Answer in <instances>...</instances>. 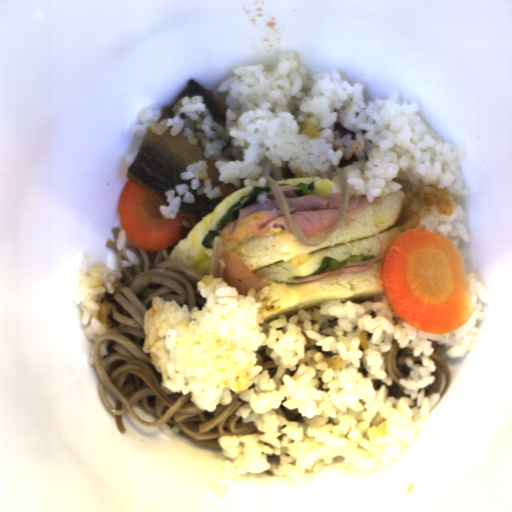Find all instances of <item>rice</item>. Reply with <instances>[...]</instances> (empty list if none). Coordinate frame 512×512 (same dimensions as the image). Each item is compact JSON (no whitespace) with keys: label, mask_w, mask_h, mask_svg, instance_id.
Wrapping results in <instances>:
<instances>
[{"label":"rice","mask_w":512,"mask_h":512,"mask_svg":"<svg viewBox=\"0 0 512 512\" xmlns=\"http://www.w3.org/2000/svg\"><path fill=\"white\" fill-rule=\"evenodd\" d=\"M467 283L473 316L446 334H430L402 321L384 294L382 301L300 307L262 327L259 310L267 305L254 287L239 295L222 276L203 275L196 282L201 310L153 296L143 312L142 351L161 373L166 395L191 393L195 407L212 414L231 405L232 392L245 401L233 414L264 434L220 435L223 459L213 462L222 474L298 478L343 457L348 473L361 478L410 453L438 403L439 392L425 397L436 380L432 341L452 359L476 347L475 325L486 321L483 304L491 305V297L472 271ZM393 338L421 358V366L406 358L411 370L400 378L411 398L374 388V379L392 385L381 354L391 351ZM263 349L278 367L270 377L258 364Z\"/></svg>","instance_id":"652b925c"},{"label":"rice","mask_w":512,"mask_h":512,"mask_svg":"<svg viewBox=\"0 0 512 512\" xmlns=\"http://www.w3.org/2000/svg\"><path fill=\"white\" fill-rule=\"evenodd\" d=\"M127 232L126 230H121L117 234L116 239V250L123 253V256L126 260H120L119 264L123 268H130L134 266H140V260L134 252L127 249Z\"/></svg>","instance_id":"b023fe2a"},{"label":"rice","mask_w":512,"mask_h":512,"mask_svg":"<svg viewBox=\"0 0 512 512\" xmlns=\"http://www.w3.org/2000/svg\"><path fill=\"white\" fill-rule=\"evenodd\" d=\"M181 181H189L175 186L174 190H166L164 192L168 206L159 205L158 211L161 217L166 220H175L180 212L181 197L183 203H197L196 198L190 190L196 192L198 197L206 196L208 200H215L224 195L221 186L213 188V180L209 178V162L198 160L185 167V171L178 173Z\"/></svg>","instance_id":"acb35da6"},{"label":"rice","mask_w":512,"mask_h":512,"mask_svg":"<svg viewBox=\"0 0 512 512\" xmlns=\"http://www.w3.org/2000/svg\"><path fill=\"white\" fill-rule=\"evenodd\" d=\"M120 271H114L104 263L90 266L89 255L84 251L78 272V285L72 295L74 304L81 311L83 332L91 340L85 360L94 366L95 347L98 338L108 332L117 331L110 326L108 304H101L105 295H115V291L123 287Z\"/></svg>","instance_id":"8eca5e8b"},{"label":"rice","mask_w":512,"mask_h":512,"mask_svg":"<svg viewBox=\"0 0 512 512\" xmlns=\"http://www.w3.org/2000/svg\"><path fill=\"white\" fill-rule=\"evenodd\" d=\"M272 71L264 64L234 67L217 92L225 93L226 126L215 122L205 96L185 95L171 118L158 105L140 112L141 123L129 135L149 133L173 138L183 134L191 145L202 144L207 160H215L218 180L235 188L266 187L270 172L300 169L302 176L340 184L337 168L368 203L403 188L401 219L405 231L422 228L460 242L471 240L465 209L455 197H467L461 166L467 149L441 136L407 103L400 91L388 100L365 102L364 85H351L339 70L310 72L298 53L274 56ZM158 122V123H157Z\"/></svg>","instance_id":"023b6e5f"}]
</instances>
